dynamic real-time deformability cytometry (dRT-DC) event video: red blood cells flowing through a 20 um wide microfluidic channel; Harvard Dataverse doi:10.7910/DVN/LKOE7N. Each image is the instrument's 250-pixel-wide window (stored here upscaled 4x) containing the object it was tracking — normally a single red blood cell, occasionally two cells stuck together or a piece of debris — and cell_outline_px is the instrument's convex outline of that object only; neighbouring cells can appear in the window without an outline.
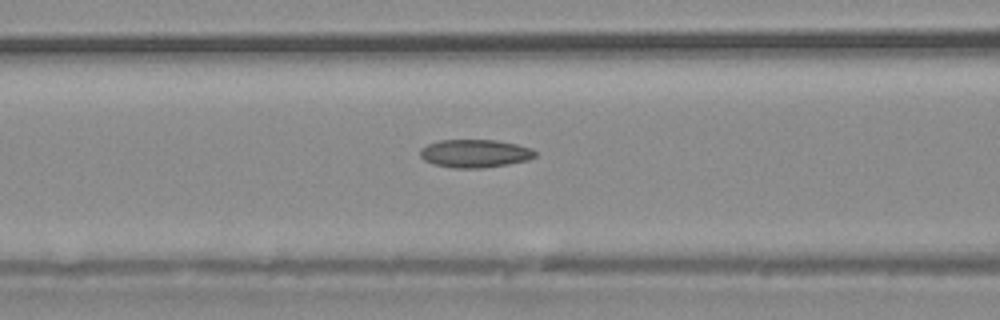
{"species": "common noctule bat (a hibernating species)", "species_latin": "Nyctalus noctula", "temperature_condition": "warm", "stored_images_in_passage": 36, "camera_frame_rate_fps": 3000, "um_per_image_px": 0.085, "animal": {"sex": "male", "body_mass_g": 20.4}, "frame": {"image": 1, "passage_image": 16, "time_ms": 5.0, "image_size_px": [1000, 320], "cell_outline_px": [[536, 156], [528, 160], [508, 164], [484, 168], [452, 168], [432, 164], [424, 160], [420, 156], [420, 148], [428, 144], [440, 140], [496, 140], [516, 144], [532, 148], [536, 152]], "centroid_in_image_um": [40.36, 13.05], "position_along_channel_um": 126.2, "area_um2": 18.96}}